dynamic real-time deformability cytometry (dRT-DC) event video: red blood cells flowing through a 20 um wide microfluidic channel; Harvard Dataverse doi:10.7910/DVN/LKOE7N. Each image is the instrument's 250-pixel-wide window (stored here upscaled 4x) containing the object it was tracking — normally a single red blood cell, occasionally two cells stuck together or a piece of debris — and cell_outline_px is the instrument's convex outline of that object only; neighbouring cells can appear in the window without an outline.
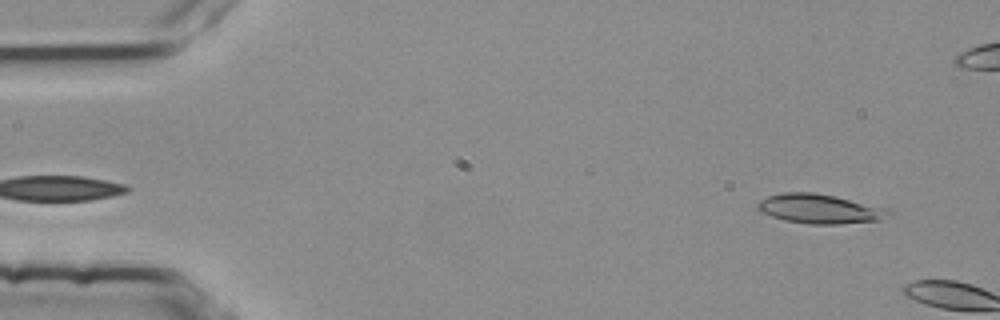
{"species": "common noctule bat (a hibernating species)", "species_latin": "Nyctalus noctula", "temperature_condition": "room temperature", "stored_images_in_passage": 2, "camera_frame_rate_fps": 3000, "um_per_image_px": 0.085, "animal": {"sex": "female", "body_mass_g": 25.1}, "frame": {"image": 1, "passage_image": 2, "time_ms": 0.333, "image_size_px": [1000, 320], "cell_outline_px": [[892, 216], [880, 220], [840, 224], [808, 224], [784, 220], [760, 212], [756, 208], [756, 204], [760, 200], [768, 196], [784, 192], [812, 192], [836, 196], [888, 208], [892, 212]], "centroid_in_image_um": [69.7, 17.75], "position_along_channel_um": 15.3, "area_um2": 22.72}}